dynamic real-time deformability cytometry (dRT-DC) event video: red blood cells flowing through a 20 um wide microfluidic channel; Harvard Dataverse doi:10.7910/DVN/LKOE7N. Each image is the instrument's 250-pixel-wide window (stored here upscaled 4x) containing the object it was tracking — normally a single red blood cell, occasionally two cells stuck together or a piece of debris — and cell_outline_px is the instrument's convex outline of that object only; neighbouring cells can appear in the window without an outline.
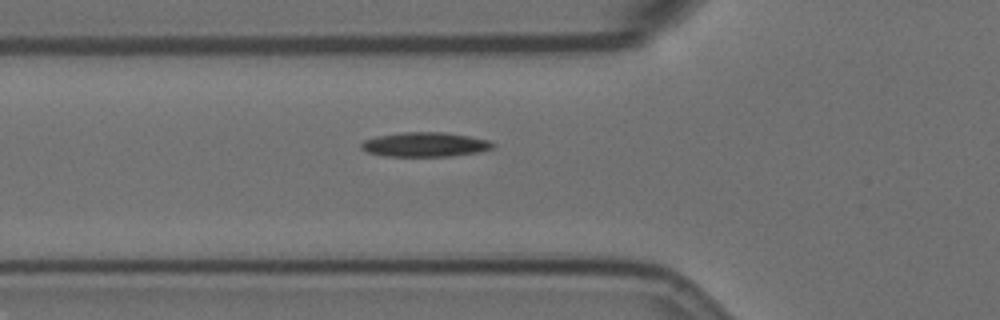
{"species": "Egyptian fruit bat (a non-hibernating species)", "species_latin": "Rousettus aegyptiacus", "temperature_condition": "room temperature", "stored_images_in_passage": 35, "camera_frame_rate_fps": 3000, "um_per_image_px": 0.085, "animal": {"sex": "female"}, "frame": {"image": 1, "passage_image": 2, "time_ms": 0.333, "image_size_px": [1000, 320], "cell_outline_px": [[496, 144], [492, 148], [480, 152], [452, 156], [384, 156], [368, 152], [360, 148], [360, 144], [364, 140], [376, 136], [404, 132], [444, 132], [468, 136], [488, 140]], "centroid_in_image_um": [36.12, 12.28], "position_along_channel_um": 89.7, "area_um2": 18.79}}
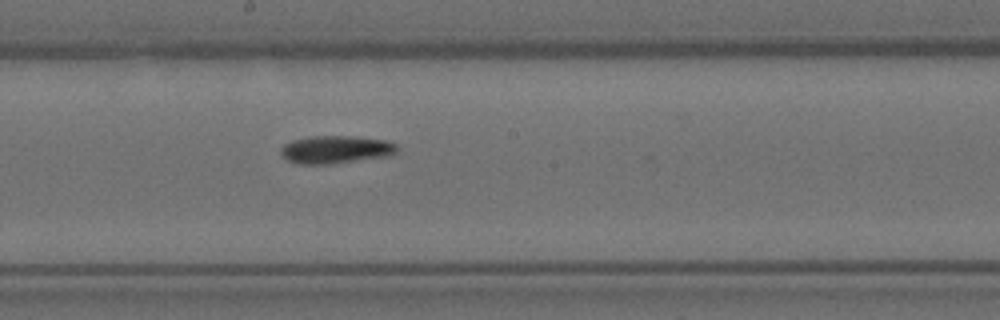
{"frame": {"image": 2, "passage_image": 13, "time_ms": 4.0, "image_size_px": [1000, 320], "cell_outline_px": [[400, 148], [396, 152], [388, 156], [328, 164], [300, 164], [288, 160], [280, 152], [280, 148], [284, 144], [292, 140], [312, 136], [352, 136], [384, 140], [396, 144]], "centroid_in_image_um": [28.54, 12.7], "position_along_channel_um": 219.7, "area_um2": 18.73}}
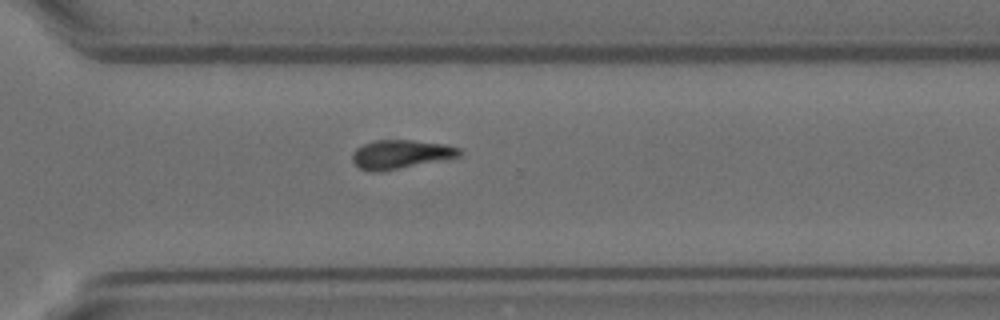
{"frame": {"image": 3, "passage_image": 23, "time_ms": 7.333, "image_size_px": [1000, 320], "cell_outline_px": [[464, 152], [460, 156], [380, 172], [372, 172], [360, 168], [352, 160], [352, 152], [356, 148], [364, 144], [376, 140], [412, 140], [444, 144], [460, 148]], "centroid_in_image_um": [34.05, 13.11], "position_along_channel_um": 336.6, "area_um2": 17.86}}